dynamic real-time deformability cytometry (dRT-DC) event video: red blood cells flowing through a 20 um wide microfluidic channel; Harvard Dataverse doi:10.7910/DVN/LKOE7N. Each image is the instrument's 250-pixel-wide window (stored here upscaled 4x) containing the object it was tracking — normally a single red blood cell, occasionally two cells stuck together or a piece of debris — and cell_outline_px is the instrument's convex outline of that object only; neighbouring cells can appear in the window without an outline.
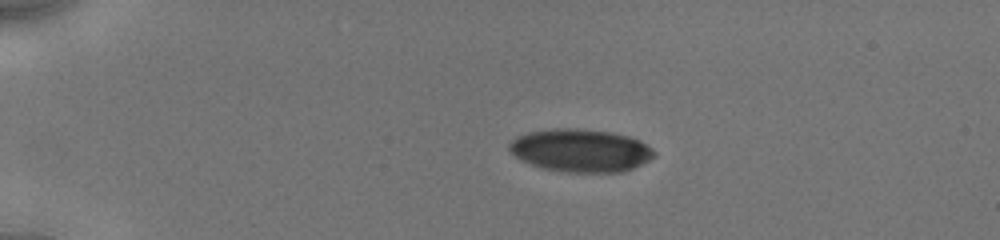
{"species": "human", "species_latin": "Homo sapiens", "temperature_condition": "cold", "stored_images_in_passage": 41, "camera_frame_rate_fps": 3000, "um_per_image_px": 0.085, "donor": {"sex": "male"}, "frame": {"image": 1, "passage_image": 1, "time_ms": 0.0, "image_size_px": [1000, 240], "cell_outline_px": [[656, 156], [624, 172], [564, 172], [544, 168], [520, 160], [508, 148], [508, 144], [516, 136], [528, 132], [552, 128], [576, 128], [608, 132], [628, 136], [640, 140], [652, 148], [656, 152]], "centroid_in_image_um": [49.35, 12.78], "position_along_channel_um": 35.7, "area_um2": 36.18}}
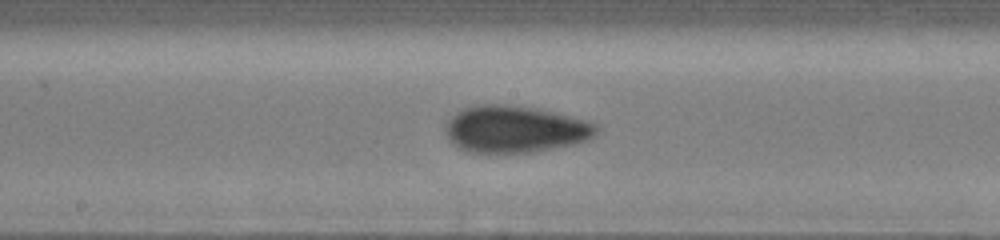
{"frame": {"image": 2, "passage_image": 19, "time_ms": 6.0, "image_size_px": [1000, 240], "cell_outline_px": [[600, 128], [596, 136], [588, 140], [572, 144], [532, 152], [468, 152], [460, 148], [448, 140], [444, 128], [448, 120], [456, 112], [464, 108], [484, 104], [504, 104], [532, 108], [552, 112], [584, 120], [596, 124]], "centroid_in_image_um": [43.76, 10.98], "position_along_channel_um": 204.4, "area_um2": 40.92}}
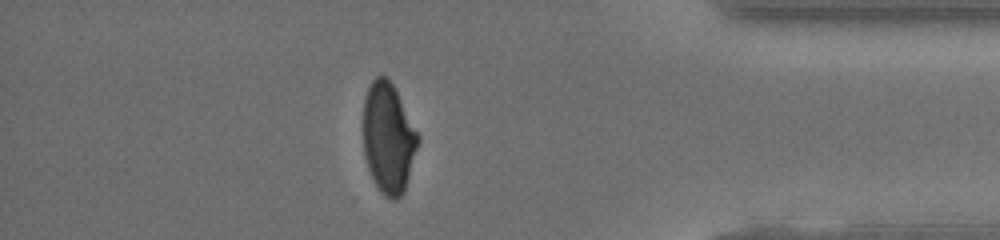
{"frame": {"image": 3, "passage_image": 35, "time_ms": 11.667, "image_size_px": [1000, 240], "cell_outline_px": [[420, 140], [404, 192], [396, 200], [392, 200], [384, 196], [376, 184], [368, 168], [364, 156], [364, 100], [368, 88], [372, 80], [376, 76], [384, 76], [392, 84], [420, 136]], "centroid_in_image_um": [33.02, 11.76], "position_along_channel_um": 402.2, "area_um2": 34.91}, "authors_computed_cell_mechanics": {"area_um2": 38.3214, "velocity_mm_per_s": 3.9343, "shape_relaxation_time_tau1_ms": 5.6173, "shape_relaxation_time_tau2_ms": 1.4358, "deformation_change_tau1": 0.1374, "deformation_change_tau2": 0.0627}}